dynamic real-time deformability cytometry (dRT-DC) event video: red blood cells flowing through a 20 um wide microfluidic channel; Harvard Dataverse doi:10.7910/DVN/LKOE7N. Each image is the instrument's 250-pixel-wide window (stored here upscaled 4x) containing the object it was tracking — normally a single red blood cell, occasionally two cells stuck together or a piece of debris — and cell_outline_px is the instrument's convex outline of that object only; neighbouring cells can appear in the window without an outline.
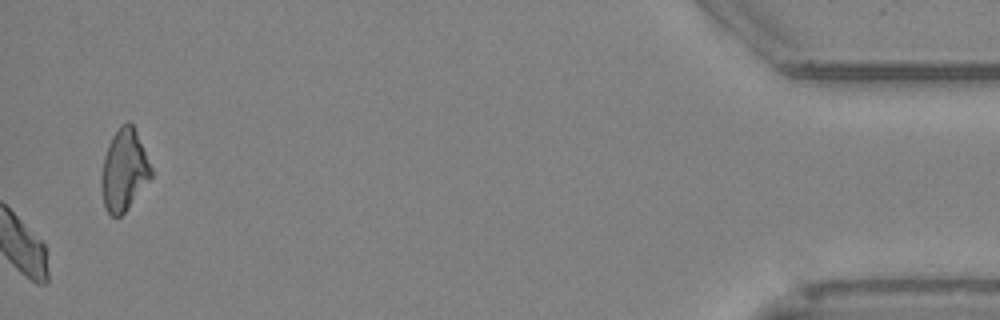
{"species": "Egyptian fruit bat (a non-hibernating species)", "species_latin": "Rousettus aegyptiacus", "temperature_condition": "cold", "stored_images_in_passage": 49, "camera_frame_rate_fps": 3000, "um_per_image_px": 0.085, "animal": {"sex": "female"}, "frame": {"image": 1, "passage_image": 49, "time_ms": 16.0, "image_size_px": [1000, 320], "cell_outline_px": [[152, 176], [124, 212], [120, 216], [112, 216], [104, 208], [100, 188], [100, 176], [104, 156], [108, 144], [112, 136], [120, 124], [128, 120], [132, 124], [136, 132], [152, 168]], "centroid_in_image_um": [10.5, 14.45], "position_along_channel_um": 424.7, "area_um2": 23.58}, "authors_computed_cell_mechanics": {"area_um2": 21.4438, "velocity_mm_per_s": 3.8534, "shape_relaxation_time_tau1_ms": 3.5034, "shape_relaxation_time_tau2_ms": null, "deformation_change_tau1": 0.1157, "deformation_change_tau2": null}}